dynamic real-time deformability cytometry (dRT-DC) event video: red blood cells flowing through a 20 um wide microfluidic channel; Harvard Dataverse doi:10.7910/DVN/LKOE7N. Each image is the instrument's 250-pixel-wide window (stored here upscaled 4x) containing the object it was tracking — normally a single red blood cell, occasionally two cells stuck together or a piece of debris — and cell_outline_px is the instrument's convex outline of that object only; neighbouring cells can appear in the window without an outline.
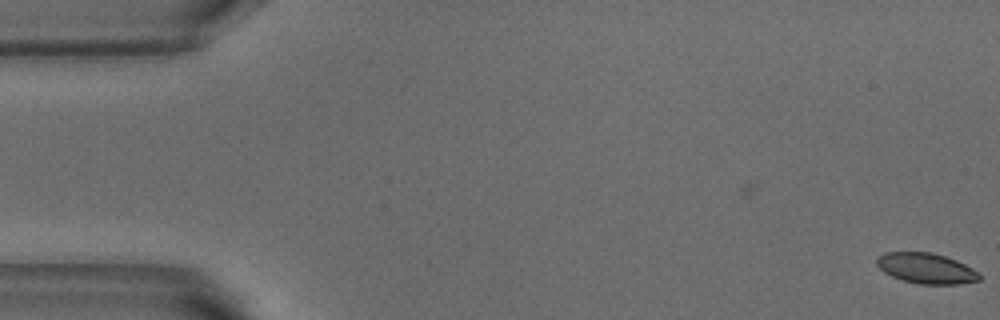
{"species": "common noctule bat (a hibernating species)", "species_latin": "Nyctalus noctula", "temperature_condition": "warm", "stored_images_in_passage": 5, "camera_frame_rate_fps": 3000, "um_per_image_px": 0.085, "animal": {"sex": "male", "body_mass_g": 18.8}, "frame": {"image": 1, "passage_image": 1, "time_ms": 0.0, "image_size_px": [1000, 320], "cell_outline_px": [[980, 280], [960, 284], [920, 284], [904, 280], [892, 276], [884, 272], [876, 264], [876, 260], [884, 252], [932, 252], [956, 260], [980, 272]], "centroid_in_image_um": [78.75, 22.8], "position_along_channel_um": 6.3, "area_um2": 18.15}}
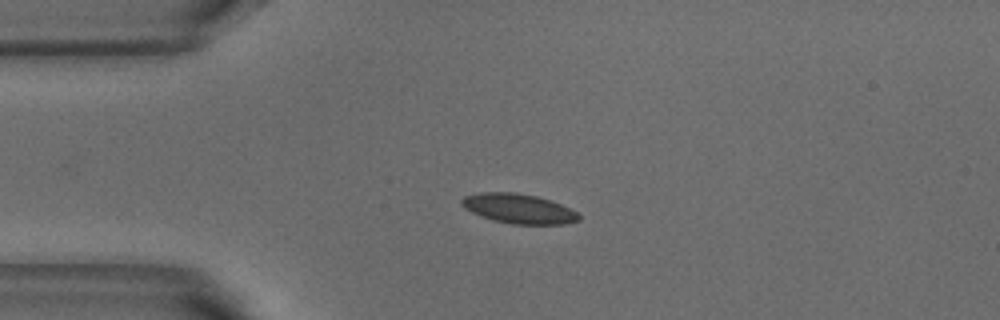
{"frame": {"image": 2, "passage_image": 4, "time_ms": 1.0, "image_size_px": [1000, 320], "cell_outline_px": [[580, 220], [564, 224], [512, 224], [492, 220], [480, 216], [464, 208], [460, 204], [460, 200], [464, 196], [480, 192], [516, 192], [536, 196], [552, 200], [576, 212], [580, 216]], "centroid_in_image_um": [44.05, 17.73], "position_along_channel_um": 41.0, "area_um2": 20.35}}